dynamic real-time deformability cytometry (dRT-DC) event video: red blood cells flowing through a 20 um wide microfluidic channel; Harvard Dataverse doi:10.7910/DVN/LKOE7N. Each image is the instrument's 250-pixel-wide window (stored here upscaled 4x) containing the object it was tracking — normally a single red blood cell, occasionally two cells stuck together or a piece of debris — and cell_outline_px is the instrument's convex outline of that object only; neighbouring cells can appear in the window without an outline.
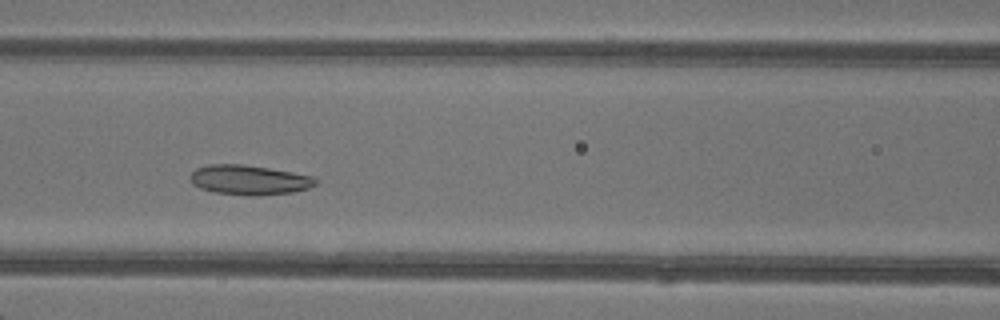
{"species": "common noctule bat (a hibernating species)", "species_latin": "Nyctalus noctula", "temperature_condition": "warm", "stored_images_in_passage": 41, "camera_frame_rate_fps": 3000, "um_per_image_px": 0.085, "animal": {"sex": "female"}, "frame": {"image": 1, "passage_image": 15, "time_ms": 4.667, "image_size_px": [1000, 320], "cell_outline_px": [[316, 184], [308, 188], [292, 192], [260, 196], [248, 196], [216, 192], [200, 188], [192, 184], [188, 176], [196, 168], [208, 164], [244, 164], [292, 172], [312, 176], [316, 180]], "centroid_in_image_um": [21.14, 15.29], "position_along_channel_um": 145.5, "area_um2": 21.79}}
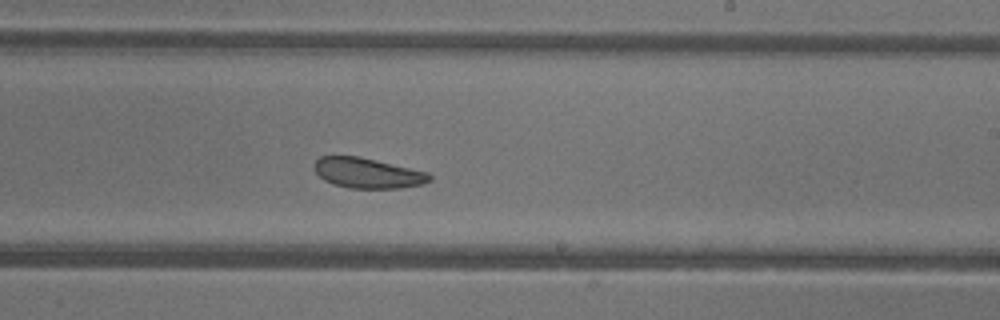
{"frame": {"image": 2, "passage_image": 23, "time_ms": 7.333, "image_size_px": [1000, 320], "cell_outline_px": [[432, 180], [424, 184], [400, 188], [352, 188], [336, 184], [324, 180], [316, 172], [312, 164], [320, 156], [360, 156], [428, 172], [432, 176]], "centroid_in_image_um": [31.27, 14.7], "position_along_channel_um": 257.7, "area_um2": 20.35}}
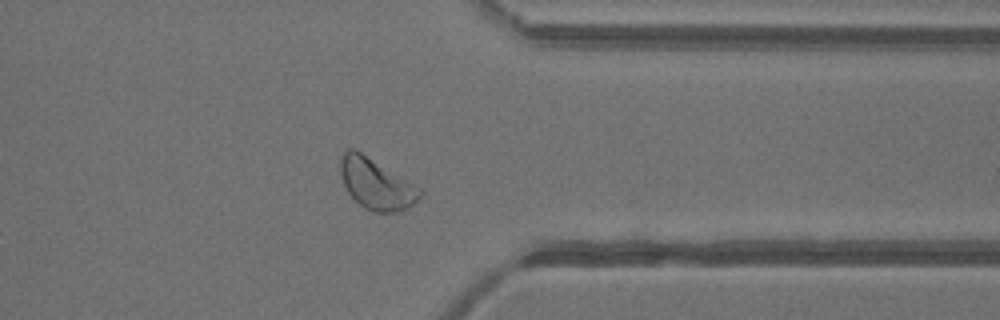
{"frame": {"image": 3, "passage_image": 32, "time_ms": 10.333, "image_size_px": [1000, 320], "cell_outline_px": [[424, 192], [408, 208], [400, 212], [372, 212], [364, 208], [348, 192], [344, 184], [340, 172], [340, 156], [348, 148], [352, 148], [360, 152], [416, 184]], "centroid_in_image_um": [31.99, 15.64], "position_along_channel_um": 379.4, "area_um2": 23.41}, "authors_computed_cell_mechanics": {"area_um2": 22.831, "velocity_mm_per_s": 4.2305, "shape_relaxation_time_tau1_ms": 2.548, "shape_relaxation_time_tau2_ms": 3.5998, "deformation_change_tau1": 0.0651, "deformation_change_tau2": 0.0918}}